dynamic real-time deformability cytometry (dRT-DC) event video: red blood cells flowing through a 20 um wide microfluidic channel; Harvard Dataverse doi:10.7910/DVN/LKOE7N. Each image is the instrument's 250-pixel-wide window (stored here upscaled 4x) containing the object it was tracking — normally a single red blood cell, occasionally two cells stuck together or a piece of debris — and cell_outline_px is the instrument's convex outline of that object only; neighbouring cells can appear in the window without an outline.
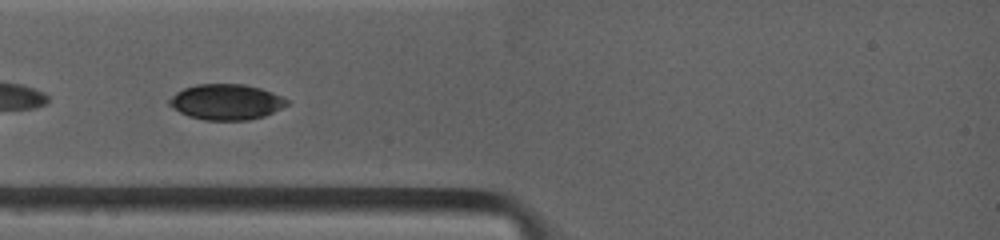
{"species": "common noctule bat (a hibernating species)", "species_latin": "Nyctalus noctula", "temperature_condition": "warm", "stored_images_in_passage": 3, "camera_frame_rate_fps": 4500, "um_per_image_px": 0.085, "animal": {"sex": "female", "body_mass_g": 19.0, "forearm_length_mm": 53.3}, "frame": {"image": 1, "passage_image": 2, "time_ms": 0.889, "image_size_px": [1000, 240], "cell_outline_px": [[288, 104], [264, 116], [248, 120], [204, 120], [188, 116], [180, 112], [168, 104], [168, 100], [176, 92], [184, 88], [196, 84], [244, 84], [260, 88], [272, 92], [288, 100]], "centroid_in_image_um": [19.2, 8.66], "position_along_channel_um": 65.8, "area_um2": 24.28}}